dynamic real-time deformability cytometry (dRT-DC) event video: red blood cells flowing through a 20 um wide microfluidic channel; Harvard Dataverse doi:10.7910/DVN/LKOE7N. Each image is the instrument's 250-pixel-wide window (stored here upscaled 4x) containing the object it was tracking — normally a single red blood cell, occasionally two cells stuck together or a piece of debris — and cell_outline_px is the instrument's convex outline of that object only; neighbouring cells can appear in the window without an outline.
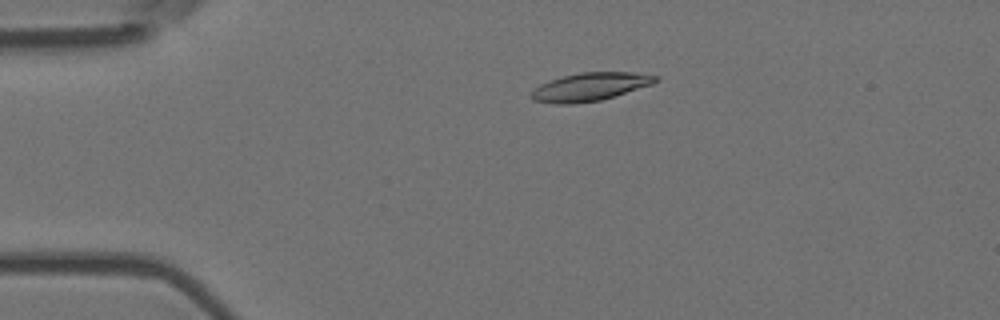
{"species": "Egyptian fruit bat (a non-hibernating species)", "species_latin": "Rousettus aegyptiacus", "temperature_condition": "room temperature", "stored_images_in_passage": 4, "camera_frame_rate_fps": 3000, "um_per_image_px": 0.085, "animal": {"sex": "female"}, "frame": {"image": 1, "passage_image": 3, "time_ms": 0.667, "image_size_px": [1000, 320], "cell_outline_px": [[660, 80], [652, 84], [600, 100], [572, 104], [556, 104], [532, 100], [532, 92], [540, 84], [564, 76], [580, 72], [632, 72], [660, 76]], "centroid_in_image_um": [50.18, 7.37], "position_along_channel_um": 34.8, "area_um2": 20.11}}